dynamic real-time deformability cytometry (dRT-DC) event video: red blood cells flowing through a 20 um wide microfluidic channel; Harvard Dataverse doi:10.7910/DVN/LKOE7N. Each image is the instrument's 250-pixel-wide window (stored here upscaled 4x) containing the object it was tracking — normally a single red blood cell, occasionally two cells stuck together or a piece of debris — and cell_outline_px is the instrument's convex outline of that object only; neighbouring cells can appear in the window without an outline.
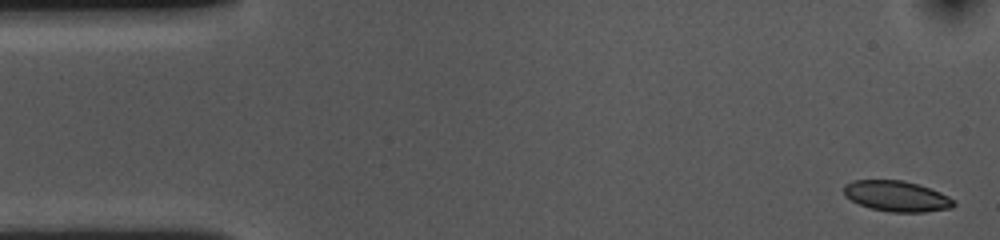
{"species": "common noctule bat (a hibernating species)", "species_latin": "Nyctalus noctula", "temperature_condition": "cold", "stored_images_in_passage": 54, "camera_frame_rate_fps": 3000, "um_per_image_px": 0.085, "animal": {"sex": "female", "body_mass_g": 10.0, "forearm_length_mm": 53.1}, "frame": {"image": 1, "passage_image": 1, "time_ms": 0.0, "image_size_px": [1000, 240], "cell_outline_px": [[956, 204], [952, 208], [924, 212], [888, 212], [872, 208], [860, 204], [844, 196], [844, 184], [852, 180], [904, 180], [940, 192], [956, 200]], "centroid_in_image_um": [76.23, 16.67], "position_along_channel_um": 8.8, "area_um2": 19.65}}
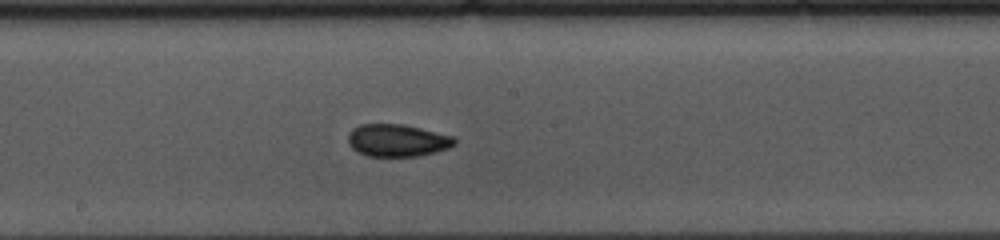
{"frame": {"image": 2, "passage_image": 27, "time_ms": 8.667, "image_size_px": [1000, 240], "cell_outline_px": [[456, 144], [448, 148], [436, 152], [420, 156], [368, 156], [352, 148], [348, 144], [348, 132], [352, 128], [360, 124], [404, 124], [452, 136], [456, 140]], "centroid_in_image_um": [33.75, 11.93], "position_along_channel_um": 214.4, "area_um2": 20.11}}
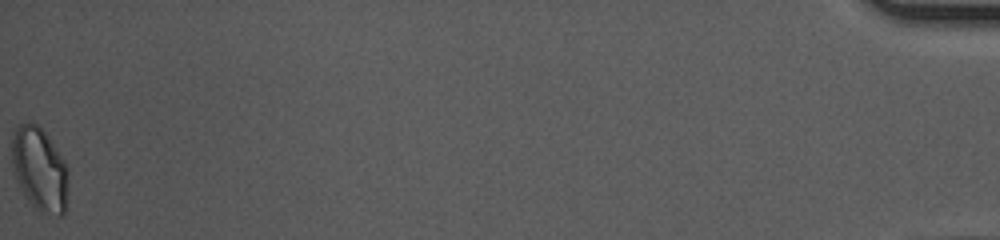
{"frame": {"image": 3, "passage_image": 54, "time_ms": 17.667, "image_size_px": [1000, 240], "cell_outline_px": [[68, 188], [64, 216], [60, 216], [36, 208], [28, 200], [16, 180], [12, 164], [12, 136], [16, 128], [20, 124], [28, 120], [36, 124], [44, 132], [64, 160], [68, 168]], "centroid_in_image_um": [3.37, 14.36], "position_along_channel_um": 431.8, "area_um2": 27.28}, "authors_computed_cell_mechanics": {"area_um2": 20.0277, "velocity_mm_per_s": 3.5989, "shape_relaxation_time_tau1_ms": 7.2306, "shape_relaxation_time_tau2_ms": 2.0843, "deformation_change_tau1": 0.1237, "deformation_change_tau2": 0.0439}}